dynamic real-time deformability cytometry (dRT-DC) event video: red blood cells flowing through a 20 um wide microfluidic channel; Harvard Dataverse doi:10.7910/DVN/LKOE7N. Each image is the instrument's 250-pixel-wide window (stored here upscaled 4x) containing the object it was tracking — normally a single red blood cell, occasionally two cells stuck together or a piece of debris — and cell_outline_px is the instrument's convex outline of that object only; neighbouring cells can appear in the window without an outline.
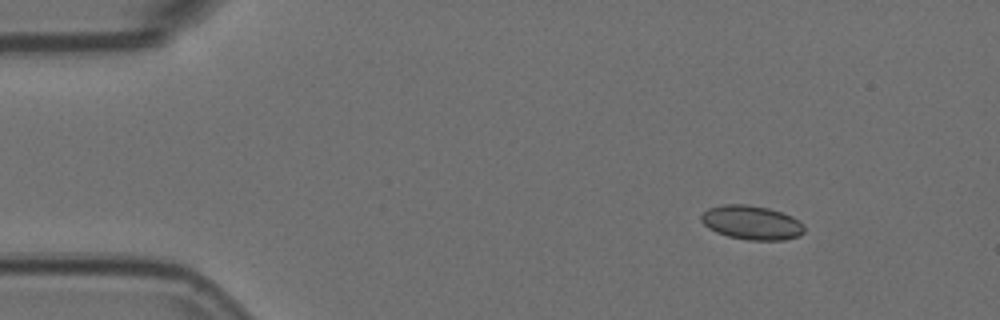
{"species": "Egyptian fruit bat (a non-hibernating species)", "species_latin": "Rousettus aegyptiacus", "temperature_condition": "room temperature", "stored_images_in_passage": 50, "camera_frame_rate_fps": 3000, "um_per_image_px": 0.085, "animal": {"sex": "female"}, "frame": {"image": 1, "passage_image": 1, "time_ms": 0.0, "image_size_px": [1000, 320], "cell_outline_px": [[804, 232], [800, 236], [784, 240], [748, 240], [728, 236], [716, 232], [708, 228], [700, 220], [700, 216], [708, 208], [724, 204], [744, 204], [768, 208], [792, 216], [800, 220], [804, 224]], "centroid_in_image_um": [63.9, 18.92], "position_along_channel_um": 21.1, "area_um2": 20.58}}
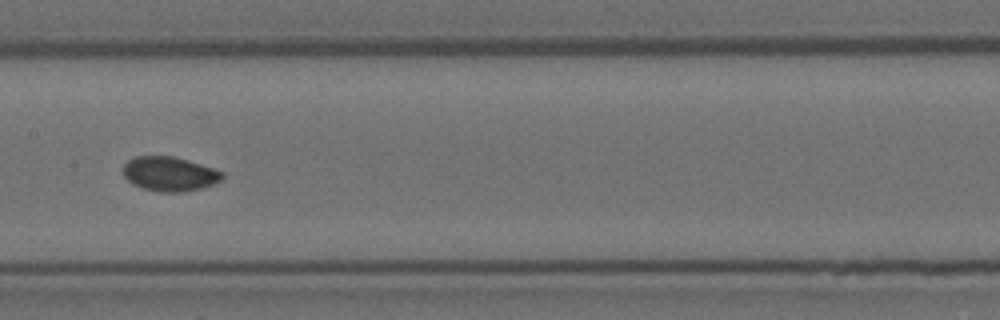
{"frame": {"image": 2, "passage_image": 22, "time_ms": 7.0, "image_size_px": [1000, 320], "cell_outline_px": [[224, 176], [220, 180], [212, 184], [200, 188], [180, 192], [160, 192], [144, 188], [132, 184], [124, 176], [124, 164], [132, 156], [172, 156], [188, 160], [224, 172]], "centroid_in_image_um": [14.39, 14.77], "position_along_channel_um": 193.0, "area_um2": 19.71}}
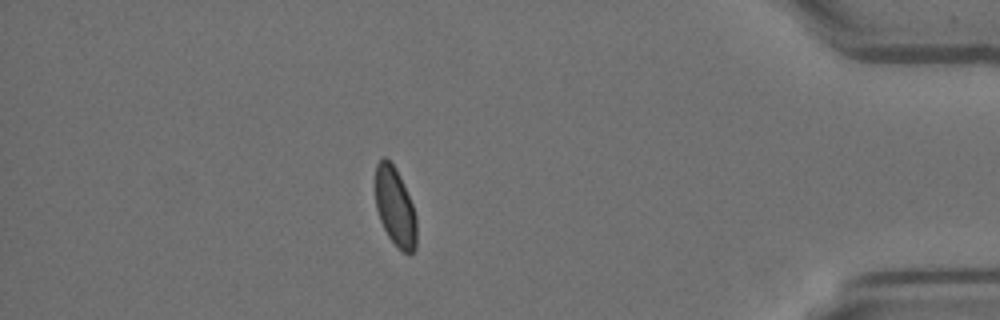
{"frame": {"image": 3, "passage_image": 43, "time_ms": 14.0, "image_size_px": [1000, 320], "cell_outline_px": [[416, 248], [408, 256], [388, 236], [380, 220], [376, 208], [376, 164], [384, 156], [396, 168], [412, 204], [416, 216]], "centroid_in_image_um": [33.59, 17.6], "position_along_channel_um": 401.6, "area_um2": 18.61}, "authors_computed_cell_mechanics": {"area_um2": 19.652, "velocity_mm_per_s": 3.6097, "shape_relaxation_time_tau1_ms": 6.0596, "shape_relaxation_time_tau2_ms": 1.5027, "deformation_change_tau1": 0.1313, "deformation_change_tau2": 0.049}}